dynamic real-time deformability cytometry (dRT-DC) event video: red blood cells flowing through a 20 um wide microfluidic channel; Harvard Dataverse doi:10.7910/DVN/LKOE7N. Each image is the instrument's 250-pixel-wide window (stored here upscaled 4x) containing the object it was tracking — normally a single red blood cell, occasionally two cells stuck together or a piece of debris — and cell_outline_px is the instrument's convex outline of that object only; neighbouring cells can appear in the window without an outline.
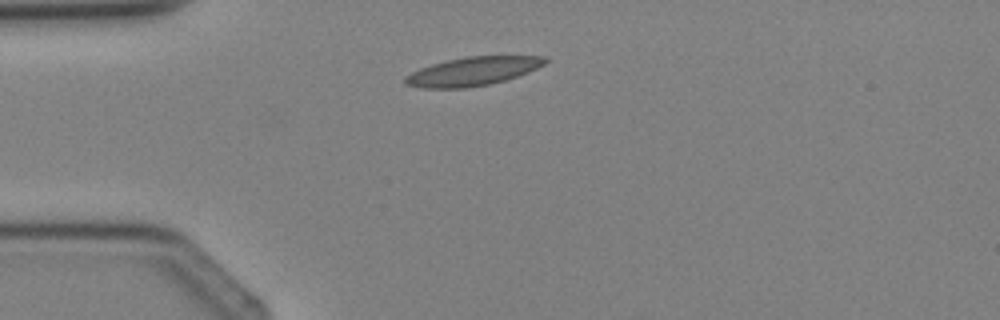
{"species": "Egyptian fruit bat (a non-hibernating species)", "species_latin": "Rousettus aegyptiacus", "temperature_condition": "cold", "stored_images_in_passage": 1, "camera_frame_rate_fps": 3000, "um_per_image_px": 0.085, "animal": {"sex": "female"}, "frame": {"image": 1, "passage_image": 1, "time_ms": 0.0, "image_size_px": [1000, 320], "cell_outline_px": [[548, 60], [544, 64], [528, 72], [504, 80], [488, 84], [464, 88], [420, 88], [404, 84], [404, 76], [420, 68], [432, 64], [464, 56], [548, 56]], "centroid_in_image_um": [40.15, 6.06], "position_along_channel_um": 44.9, "area_um2": 23.24}}